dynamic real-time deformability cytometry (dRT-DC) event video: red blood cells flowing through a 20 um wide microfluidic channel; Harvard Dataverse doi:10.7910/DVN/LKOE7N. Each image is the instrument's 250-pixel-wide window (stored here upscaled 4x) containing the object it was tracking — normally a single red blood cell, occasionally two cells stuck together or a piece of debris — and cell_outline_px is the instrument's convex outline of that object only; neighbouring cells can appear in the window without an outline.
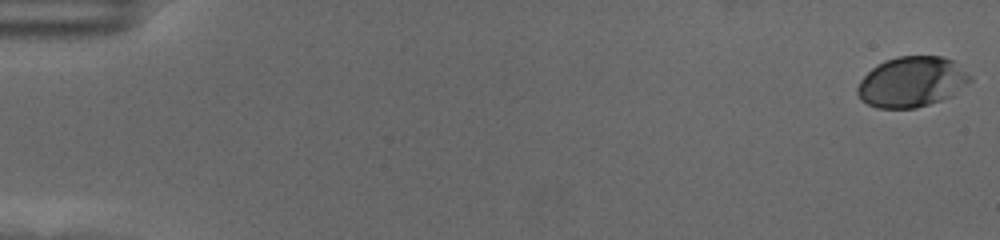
{"species": "human", "species_latin": "Homo sapiens", "temperature_condition": "cold", "stored_images_in_passage": 19, "camera_frame_rate_fps": 3000, "um_per_image_px": 0.085, "donor": {"sex": "female"}, "frame": {"image": 1, "passage_image": 1, "time_ms": 0.0, "image_size_px": [1000, 240], "cell_outline_px": [[972, 80], [952, 96], [916, 108], [876, 108], [860, 100], [856, 92], [856, 88], [860, 80], [876, 64], [884, 60], [896, 56], [940, 56], [952, 60], [972, 76]], "centroid_in_image_um": [77.47, 6.96], "position_along_channel_um": 7.5, "area_um2": 33.23}}
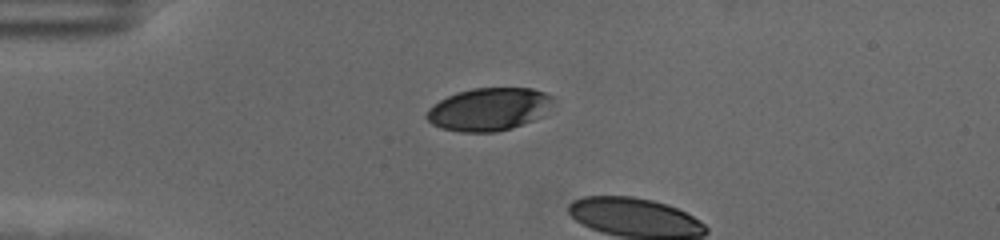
{"frame": {"image": 2, "passage_image": 16, "time_ms": 5.0, "image_size_px": [1000, 240], "cell_outline_px": [[556, 104], [540, 116], [532, 120], [512, 128], [496, 132], [460, 132], [440, 128], [432, 124], [424, 116], [428, 108], [440, 100], [456, 92], [472, 88], [532, 88], [544, 92], [552, 96]], "centroid_in_image_um": [41.55, 9.28], "position_along_channel_um": 43.4, "area_um2": 31.79}}